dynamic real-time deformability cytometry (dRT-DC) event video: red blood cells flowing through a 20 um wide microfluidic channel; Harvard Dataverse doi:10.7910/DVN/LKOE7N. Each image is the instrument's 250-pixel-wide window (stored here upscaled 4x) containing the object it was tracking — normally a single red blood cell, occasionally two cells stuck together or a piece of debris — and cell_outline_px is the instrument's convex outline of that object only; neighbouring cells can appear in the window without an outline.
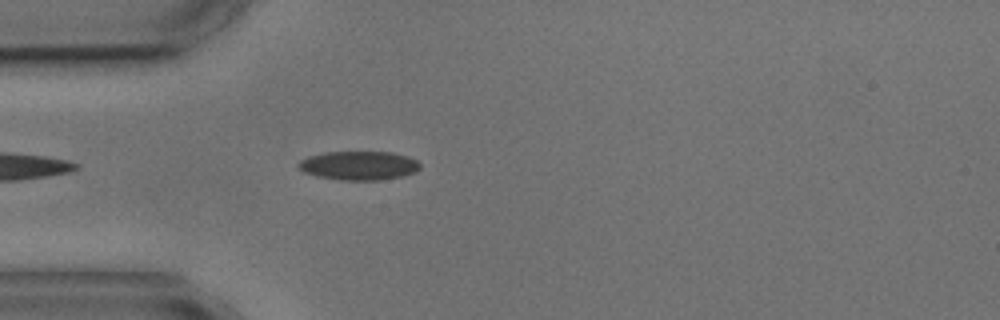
{"species": "common noctule bat (a hibernating species)", "species_latin": "Nyctalus noctula", "temperature_condition": "cold", "stored_images_in_passage": 5, "camera_frame_rate_fps": 3000, "um_per_image_px": 0.085, "animal": {"sex": "male", "body_mass_g": 17.9, "forearm_length_mm": 54.2}, "frame": {"image": 1, "passage_image": 5, "time_ms": 4.667, "image_size_px": [1000, 320], "cell_outline_px": [[420, 168], [416, 172], [400, 176], [380, 180], [340, 180], [316, 176], [304, 172], [296, 164], [300, 160], [308, 156], [324, 152], [392, 152], [408, 156], [416, 160], [420, 164]], "centroid_in_image_um": [30.49, 14.07], "position_along_channel_um": 54.5, "area_um2": 20.52}}